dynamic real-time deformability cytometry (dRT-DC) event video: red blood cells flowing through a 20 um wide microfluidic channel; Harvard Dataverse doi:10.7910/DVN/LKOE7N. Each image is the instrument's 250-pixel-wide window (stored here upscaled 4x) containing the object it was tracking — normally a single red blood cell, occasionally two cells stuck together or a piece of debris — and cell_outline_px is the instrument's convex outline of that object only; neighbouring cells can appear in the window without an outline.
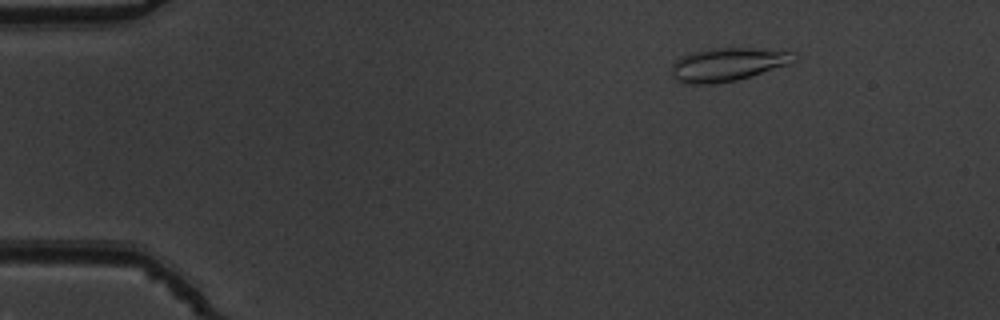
{"species": "common noctule bat (a hibernating species)", "species_latin": "Nyctalus noctula", "temperature_condition": "warm", "stored_images_in_passage": 54, "camera_frame_rate_fps": 3000, "um_per_image_px": 0.085, "animal": {"sex": "male", "body_mass_g": 19.5, "forearm_length_mm": 54.6}, "frame": {"image": 1, "passage_image": 8, "time_ms": 2.333, "image_size_px": [1000, 320], "cell_outline_px": [[800, 56], [792, 64], [736, 80], [712, 84], [696, 84], [676, 80], [672, 76], [672, 64], [680, 56], [692, 52], [708, 48], [756, 48], [792, 52]], "centroid_in_image_um": [61.89, 5.46], "position_along_channel_um": 23.1, "area_um2": 23.93}}
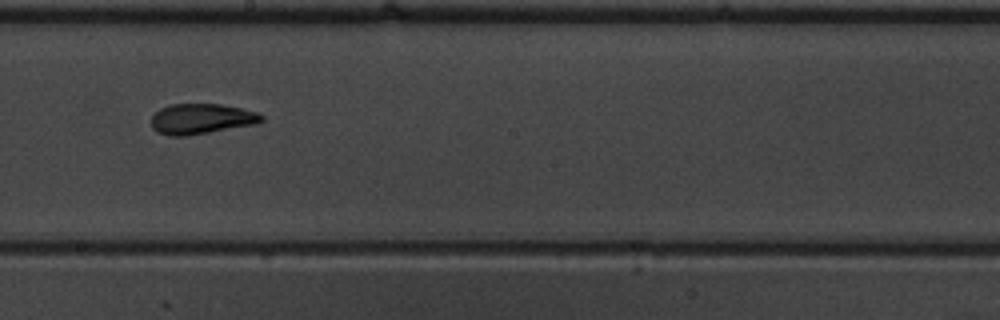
{"frame": {"image": 2, "passage_image": 31, "time_ms": 10.0, "image_size_px": [1000, 320], "cell_outline_px": [[264, 120], [256, 124], [184, 136], [168, 136], [156, 132], [152, 128], [152, 116], [160, 108], [172, 104], [220, 104], [240, 108], [256, 112], [264, 116]], "centroid_in_image_um": [17.1, 10.1], "position_along_channel_um": 231.1, "area_um2": 19.42}}
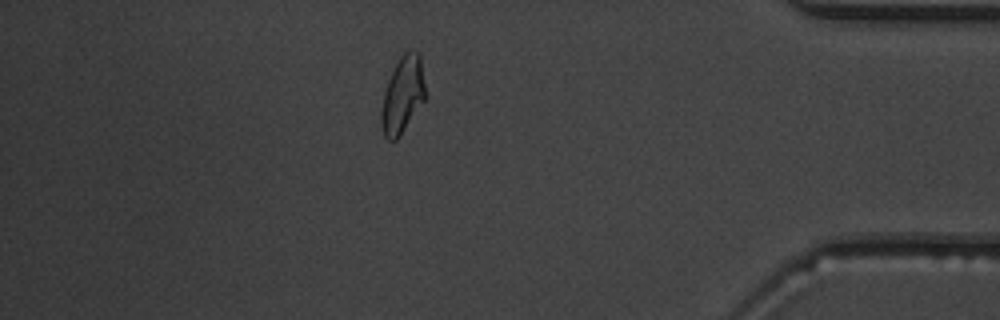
{"frame": {"image": 3, "passage_image": 47, "time_ms": 15.333, "image_size_px": [1000, 320], "cell_outline_px": [[428, 96], [400, 136], [396, 140], [388, 140], [384, 136], [380, 124], [380, 112], [384, 92], [388, 80], [400, 56], [408, 48], [412, 48], [420, 52]], "centroid_in_image_um": [34.26, 8.03], "position_along_channel_um": 400.9, "area_um2": 20.4}, "authors_computed_cell_mechanics": {"area_um2": 20.0566, "velocity_mm_per_s": 3.841, "shape_relaxation_time_tau1_ms": 7.1722, "shape_relaxation_time_tau2_ms": 1.9994, "deformation_change_tau1": 0.2247, "deformation_change_tau2": 0.1025}}